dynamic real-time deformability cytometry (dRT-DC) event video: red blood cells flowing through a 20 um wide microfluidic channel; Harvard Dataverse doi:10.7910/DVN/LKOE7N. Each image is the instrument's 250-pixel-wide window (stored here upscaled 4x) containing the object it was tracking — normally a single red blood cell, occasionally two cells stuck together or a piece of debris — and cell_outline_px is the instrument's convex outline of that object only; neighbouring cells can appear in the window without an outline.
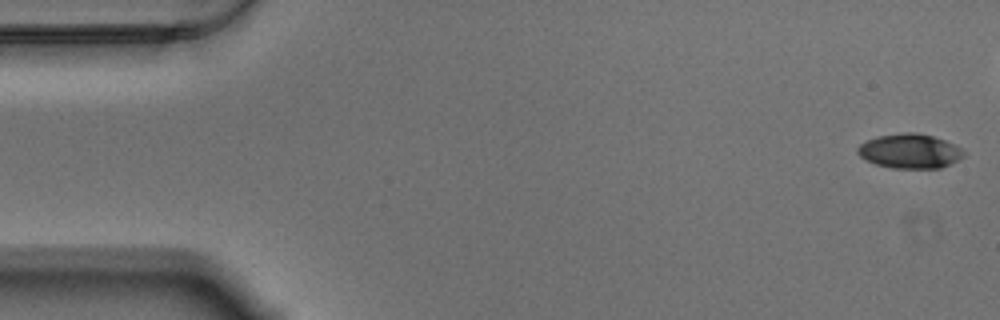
{"species": "Egyptian fruit bat (a non-hibernating species)", "species_latin": "Rousettus aegyptiacus", "temperature_condition": "warm", "stored_images_in_passage": 47, "camera_frame_rate_fps": 3000, "um_per_image_px": 0.085, "animal": {"sex": "male"}, "frame": {"image": 1, "passage_image": 1, "time_ms": 0.0, "image_size_px": [1000, 320], "cell_outline_px": [[964, 156], [940, 168], [892, 168], [876, 164], [860, 156], [856, 152], [856, 148], [860, 144], [876, 136], [900, 132], [916, 132], [932, 136], [944, 140], [960, 148], [964, 152]], "centroid_in_image_um": [77.29, 12.83], "position_along_channel_um": 7.7, "area_um2": 21.15}}
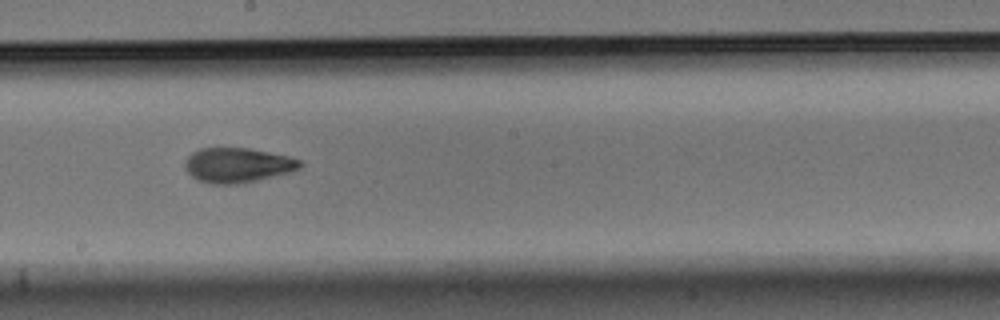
{"frame": {"image": 2, "passage_image": 31, "time_ms": 10.0, "image_size_px": [1000, 320], "cell_outline_px": [[304, 164], [300, 168], [288, 172], [256, 180], [236, 184], [212, 184], [196, 180], [184, 168], [184, 160], [192, 152], [200, 148], [248, 148], [288, 156], [300, 160]], "centroid_in_image_um": [20.15, 14.03], "position_along_channel_um": 228.1, "area_um2": 23.24}}
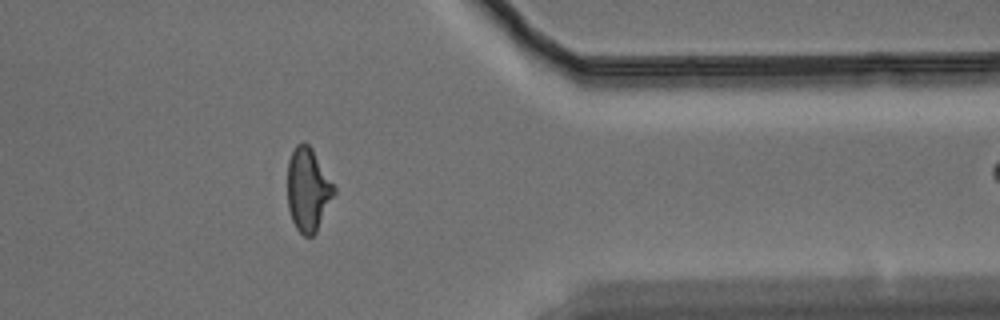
{"frame": {"image": 3, "passage_image": 46, "time_ms": 15.0, "image_size_px": [1000, 320], "cell_outline_px": [[336, 192], [316, 232], [312, 236], [304, 236], [296, 228], [292, 220], [288, 208], [288, 160], [296, 144], [304, 140], [312, 148], [336, 188]], "centroid_in_image_um": [26.18, 16.1], "position_along_channel_um": 385.2, "area_um2": 22.66}}